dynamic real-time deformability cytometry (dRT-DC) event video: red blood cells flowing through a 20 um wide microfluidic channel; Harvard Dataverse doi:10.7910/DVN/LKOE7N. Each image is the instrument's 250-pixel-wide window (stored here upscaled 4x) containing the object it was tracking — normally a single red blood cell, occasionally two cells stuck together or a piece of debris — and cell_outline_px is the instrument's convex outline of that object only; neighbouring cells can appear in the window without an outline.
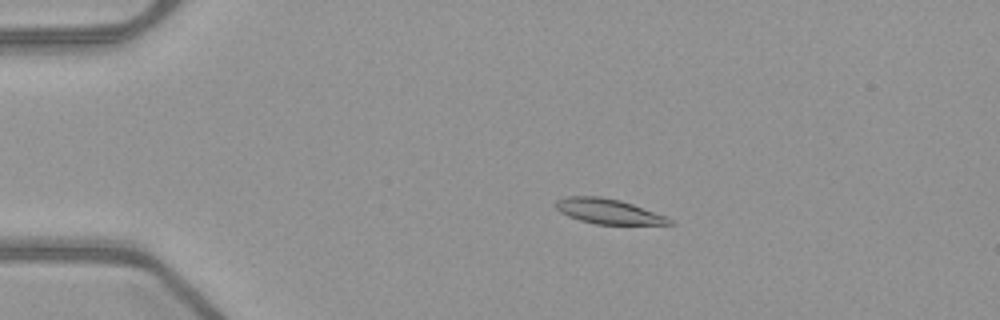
{"species": "common noctule bat (a hibernating species)", "species_latin": "Nyctalus noctula", "temperature_condition": "warm", "stored_images_in_passage": 53, "camera_frame_rate_fps": 3000, "um_per_image_px": 0.085, "animal": {"sex": "female", "body_mass_g": 21.9}, "frame": {"image": 1, "passage_image": 12, "time_ms": 3.667, "image_size_px": [1000, 320], "cell_outline_px": [[676, 224], [596, 224], [580, 220], [568, 216], [560, 212], [556, 208], [556, 200], [568, 196], [600, 196], [620, 200], [668, 216]], "centroid_in_image_um": [51.73, 17.96], "position_along_channel_um": 33.3, "area_um2": 16.53}}
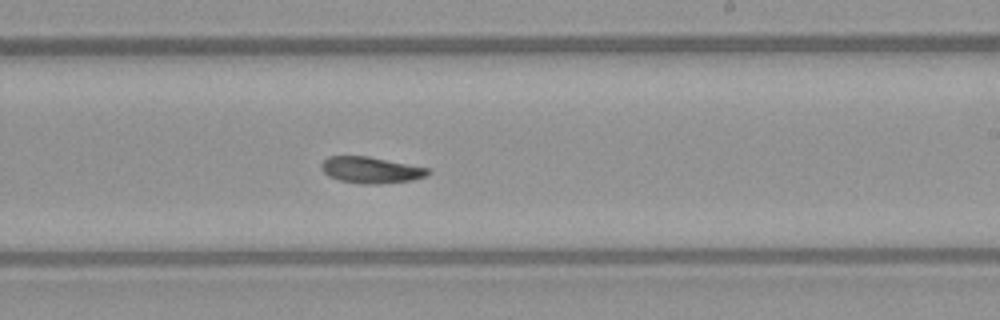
{"frame": {"image": 2, "passage_image": 33, "time_ms": 10.667, "image_size_px": [1000, 320], "cell_outline_px": [[432, 172], [428, 176], [412, 180], [380, 184], [364, 184], [340, 180], [328, 176], [320, 168], [320, 164], [328, 156], [368, 156], [428, 168]], "centroid_in_image_um": [31.53, 14.45], "position_along_channel_um": 257.5, "area_um2": 16.42}}
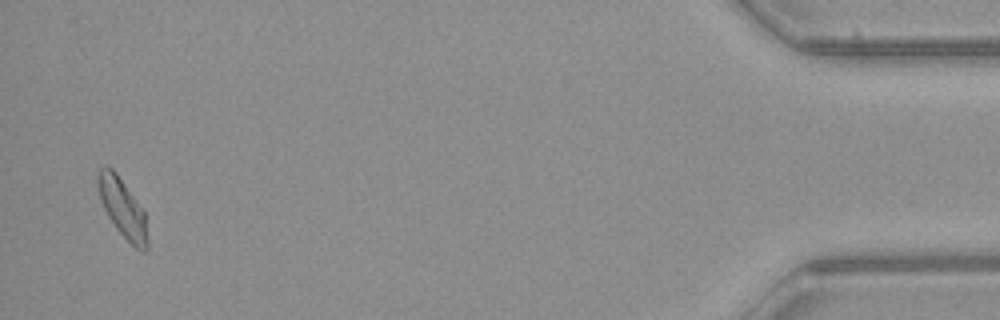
{"frame": {"image": 3, "passage_image": 52, "time_ms": 17.0, "image_size_px": [1000, 320], "cell_outline_px": [[148, 248], [144, 252], [136, 248], [116, 228], [108, 216], [100, 200], [96, 180], [96, 176], [100, 168], [104, 164], [112, 168], [116, 172], [136, 200], [144, 212], [148, 240]], "centroid_in_image_um": [10.39, 17.65], "position_along_channel_um": 424.8, "area_um2": 16.82}, "authors_computed_cell_mechanics": {"area_um2": 16.8198, "velocity_mm_per_s": 3.9866, "shape_relaxation_time_tau1_ms": 4.0835, "shape_relaxation_time_tau2_ms": 5.8754, "deformation_change_tau1": 0.1566, "deformation_change_tau2": 0.1285}}